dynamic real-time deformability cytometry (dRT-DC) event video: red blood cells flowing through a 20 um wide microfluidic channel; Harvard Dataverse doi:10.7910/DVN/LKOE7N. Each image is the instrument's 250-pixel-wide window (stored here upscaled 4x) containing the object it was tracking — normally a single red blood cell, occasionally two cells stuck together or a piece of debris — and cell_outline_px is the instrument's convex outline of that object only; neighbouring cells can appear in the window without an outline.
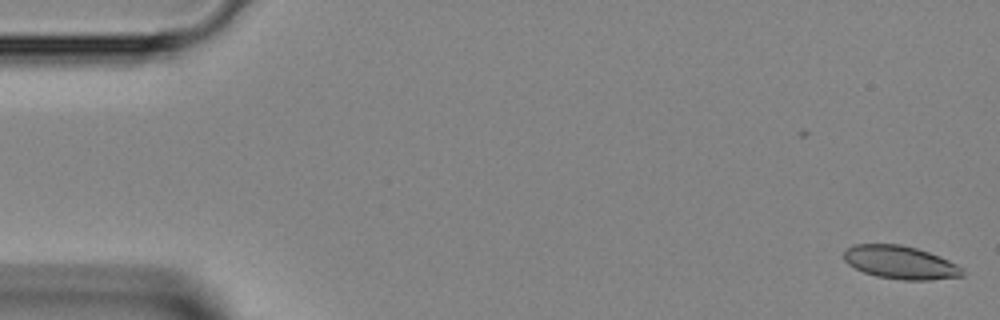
{"species": "Egyptian fruit bat (a non-hibernating species)", "species_latin": "Rousettus aegyptiacus", "temperature_condition": "room temperature", "stored_images_in_passage": 2, "camera_frame_rate_fps": 3000, "um_per_image_px": 0.085, "animal": {"sex": "female"}, "frame": {"image": 1, "passage_image": 2, "time_ms": 0.333, "image_size_px": [1000, 320], "cell_outline_px": [[964, 276], [932, 280], [904, 280], [876, 276], [864, 272], [848, 264], [844, 260], [844, 248], [852, 244], [900, 244], [916, 248], [940, 256], [964, 268]], "centroid_in_image_um": [76.53, 22.3], "position_along_channel_um": 8.5, "area_um2": 23.06}}